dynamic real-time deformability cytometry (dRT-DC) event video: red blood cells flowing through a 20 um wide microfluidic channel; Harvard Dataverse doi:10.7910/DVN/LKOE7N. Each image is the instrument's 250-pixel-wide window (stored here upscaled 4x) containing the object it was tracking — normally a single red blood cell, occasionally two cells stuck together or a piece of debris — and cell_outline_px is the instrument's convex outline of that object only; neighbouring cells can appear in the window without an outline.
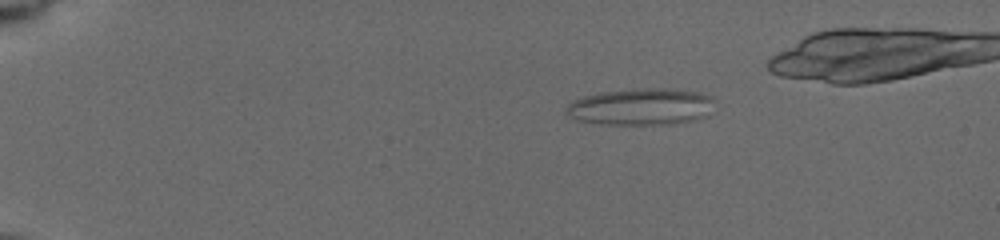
{"species": "common noctule bat (a hibernating species)", "species_latin": "Nyctalus noctula", "temperature_condition": "cold", "stored_images_in_passage": 10, "camera_frame_rate_fps": 3000, "um_per_image_px": 0.085, "animal": {"sex": "female", "body_mass_g": 19.5, "forearm_length_mm": 54.1}, "frame": {"image": 1, "passage_image": 2, "time_ms": 0.667, "image_size_px": [1000, 240], "cell_outline_px": [[712, 100], [700, 116], [692, 120], [672, 124], [600, 124], [576, 120], [568, 112], [568, 104], [572, 100], [584, 96], [600, 92], [644, 88], [668, 88], [696, 92], [712, 96]], "centroid_in_image_um": [54.38, 9.06], "position_along_channel_um": 30.6, "area_um2": 30.92}}